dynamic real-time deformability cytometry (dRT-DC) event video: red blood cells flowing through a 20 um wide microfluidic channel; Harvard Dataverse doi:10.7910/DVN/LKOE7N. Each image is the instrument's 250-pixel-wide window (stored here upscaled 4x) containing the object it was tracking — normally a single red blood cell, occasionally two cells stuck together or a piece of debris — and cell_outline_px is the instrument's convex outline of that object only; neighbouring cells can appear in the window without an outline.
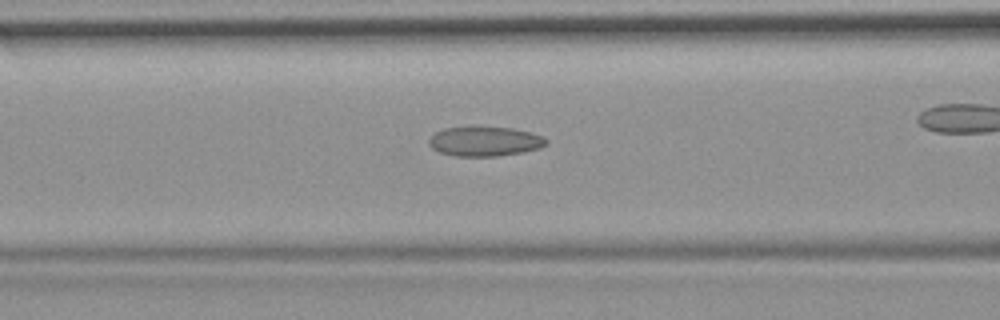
{"species": "common noctule bat (a hibernating species)", "species_latin": "Nyctalus noctula", "temperature_condition": "room temperature", "stored_images_in_passage": 39, "camera_frame_rate_fps": 3000, "um_per_image_px": 0.085, "animal": {"sex": "female", "body_mass_g": 19.9}, "frame": {"image": 1, "passage_image": 17, "time_ms": 5.333, "image_size_px": [1000, 320], "cell_outline_px": [[548, 144], [540, 148], [520, 152], [496, 156], [456, 156], [440, 152], [432, 148], [428, 144], [428, 140], [436, 132], [444, 128], [512, 128], [544, 136], [548, 140]], "centroid_in_image_um": [41.22, 12.03], "position_along_channel_um": 125.4, "area_um2": 19.83}}